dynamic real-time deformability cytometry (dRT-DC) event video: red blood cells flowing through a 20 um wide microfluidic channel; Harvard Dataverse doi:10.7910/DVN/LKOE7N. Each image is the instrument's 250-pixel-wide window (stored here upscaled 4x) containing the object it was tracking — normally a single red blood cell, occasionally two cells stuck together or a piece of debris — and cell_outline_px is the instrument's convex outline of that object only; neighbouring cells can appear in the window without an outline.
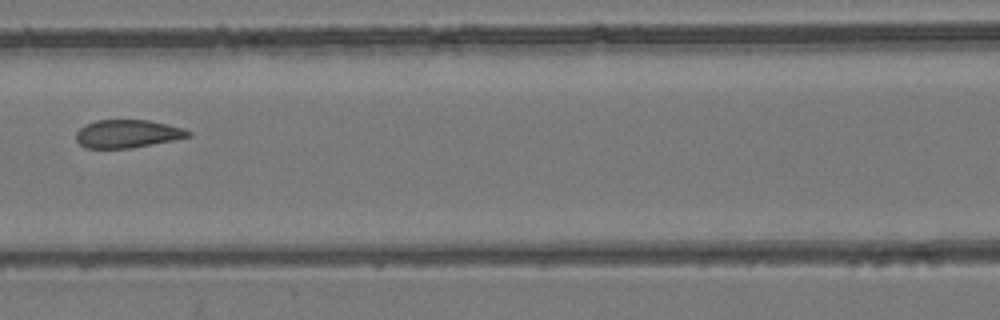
{"species": "common noctule bat (a hibernating species)", "species_latin": "Nyctalus noctula", "temperature_condition": "room temperature", "stored_images_in_passage": 6, "camera_frame_rate_fps": 3000, "um_per_image_px": 0.085, "animal": {"sex": "female", "body_mass_g": 24.6, "forearm_length_mm": 56.2}, "frame": {"image": 1, "passage_image": 6, "time_ms": 6.667, "image_size_px": [1000, 320], "cell_outline_px": [[192, 136], [172, 140], [128, 148], [84, 148], [76, 140], [76, 132], [80, 128], [96, 120], [148, 120], [168, 124], [184, 128], [192, 132]], "centroid_in_image_um": [10.84, 11.36], "position_along_channel_um": 155.8, "area_um2": 18.21}}